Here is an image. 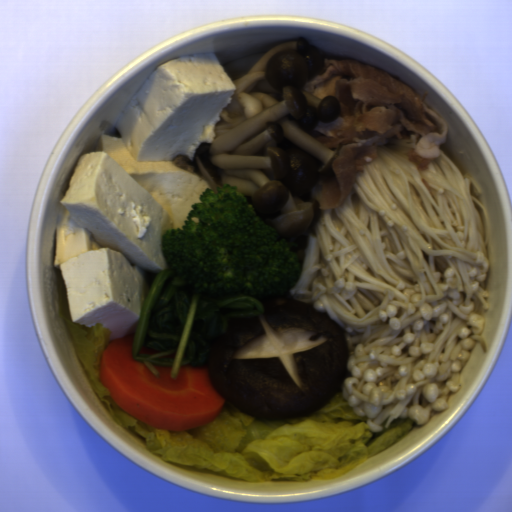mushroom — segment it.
Masks as SVG:
<instances>
[{
  "mask_svg": "<svg viewBox=\"0 0 512 512\" xmlns=\"http://www.w3.org/2000/svg\"><path fill=\"white\" fill-rule=\"evenodd\" d=\"M263 311L229 321L206 362L231 405L259 419L306 417L339 392L349 343L338 322L287 292L257 298Z\"/></svg>",
  "mask_w": 512,
  "mask_h": 512,
  "instance_id": "1",
  "label": "mushroom"
}]
</instances>
